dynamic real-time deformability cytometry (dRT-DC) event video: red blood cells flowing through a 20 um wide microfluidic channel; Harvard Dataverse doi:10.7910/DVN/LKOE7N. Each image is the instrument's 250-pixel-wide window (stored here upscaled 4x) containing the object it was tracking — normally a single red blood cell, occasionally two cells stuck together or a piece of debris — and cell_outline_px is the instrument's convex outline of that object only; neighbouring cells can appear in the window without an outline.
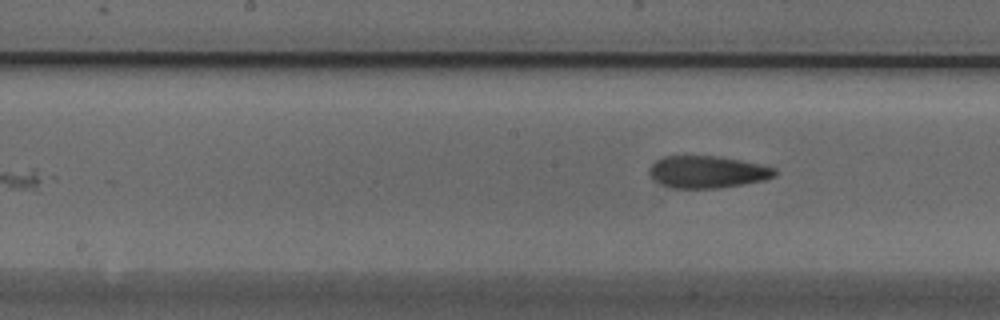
{"species": "Egyptian fruit bat (a non-hibernating species)", "species_latin": "Rousettus aegyptiacus", "temperature_condition": "cold", "stored_images_in_passage": 8, "camera_frame_rate_fps": 3000, "um_per_image_px": 0.085, "animal": {"sex": "male"}, "frame": {"image": 1, "passage_image": 8, "time_ms": 2.333, "image_size_px": [1000, 320], "cell_outline_px": [[776, 176], [764, 180], [716, 188], [672, 188], [660, 184], [652, 180], [648, 172], [648, 168], [656, 160], [664, 156], [716, 156], [764, 164], [776, 168]], "centroid_in_image_um": [60.1, 14.61], "position_along_channel_um": 188.1, "area_um2": 23.64}}